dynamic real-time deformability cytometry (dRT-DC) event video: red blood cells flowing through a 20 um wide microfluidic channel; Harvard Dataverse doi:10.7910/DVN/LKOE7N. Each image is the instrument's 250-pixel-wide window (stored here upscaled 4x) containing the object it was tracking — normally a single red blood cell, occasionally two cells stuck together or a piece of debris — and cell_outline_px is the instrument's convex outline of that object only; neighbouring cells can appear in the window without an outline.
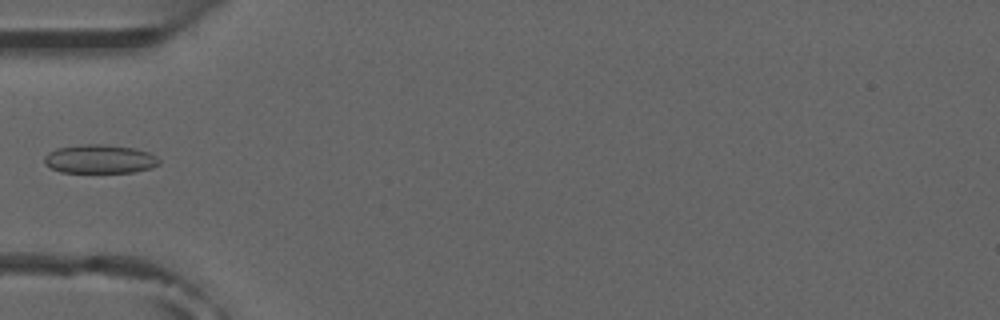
{"species": "common noctule bat (a hibernating species)", "species_latin": "Nyctalus noctula", "temperature_condition": "room temperature", "stored_images_in_passage": 6, "camera_frame_rate_fps": 3000, "um_per_image_px": 0.085, "animal": {"sex": "male", "forearm_length_mm": 52.5}, "frame": {"image": 1, "passage_image": 5, "time_ms": 5.667, "image_size_px": [1000, 320], "cell_outline_px": [[160, 164], [152, 168], [136, 172], [60, 172], [44, 164], [44, 156], [48, 152], [56, 148], [84, 144], [100, 144], [132, 148], [148, 152], [156, 156], [160, 160]], "centroid_in_image_um": [8.48, 13.52], "position_along_channel_um": 76.5, "area_um2": 19.25}}
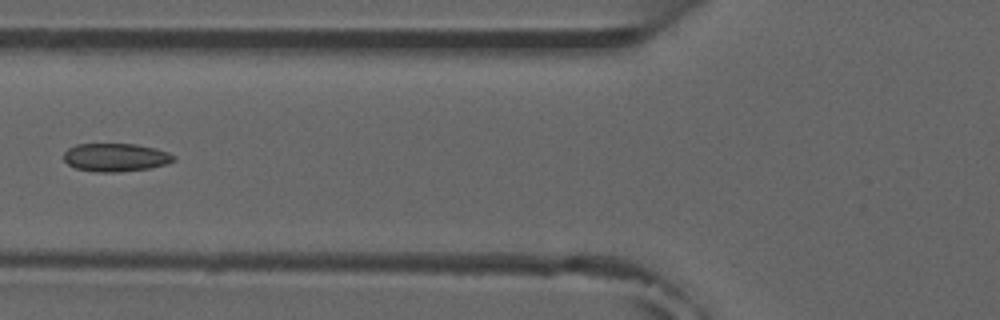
{"frame": {"image": 2, "passage_image": 6, "time_ms": 6.667, "image_size_px": [1000, 320], "cell_outline_px": [[176, 160], [152, 168], [116, 172], [96, 172], [76, 168], [68, 164], [64, 160], [64, 152], [68, 148], [76, 144], [136, 144], [168, 152], [176, 156]], "centroid_in_image_um": [9.82, 13.38], "position_along_channel_um": 116.0, "area_um2": 18.03}}